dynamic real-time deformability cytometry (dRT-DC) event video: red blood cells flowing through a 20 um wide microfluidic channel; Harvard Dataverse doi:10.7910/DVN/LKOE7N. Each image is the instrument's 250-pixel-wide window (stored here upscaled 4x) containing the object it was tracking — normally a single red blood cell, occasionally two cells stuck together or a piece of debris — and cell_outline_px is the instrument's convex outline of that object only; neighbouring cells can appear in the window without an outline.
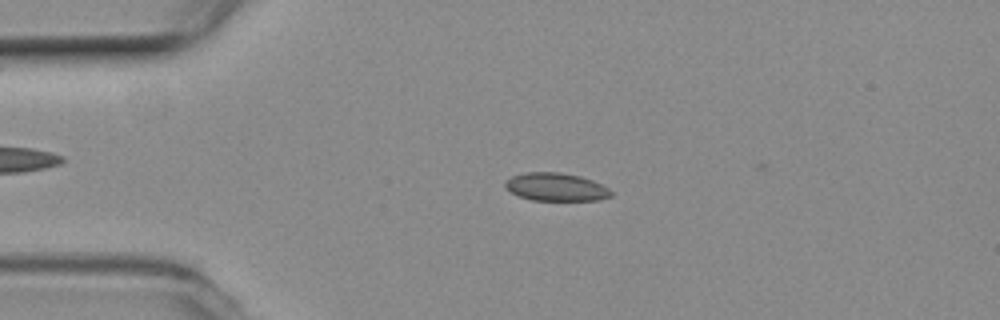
{"species": "common noctule bat (a hibernating species)", "species_latin": "Nyctalus noctula", "temperature_condition": "room temperature", "stored_images_in_passage": 54, "camera_frame_rate_fps": 3000, "um_per_image_px": 0.085, "animal": {"sex": "female", "body_mass_g": 19.3, "forearm_length_mm": 54.1}, "frame": {"image": 1, "passage_image": 12, "time_ms": 3.667, "image_size_px": [1000, 320], "cell_outline_px": [[612, 196], [600, 200], [532, 200], [520, 196], [512, 192], [504, 184], [512, 176], [524, 172], [560, 172], [580, 176], [592, 180], [608, 188], [612, 192]], "centroid_in_image_um": [47.29, 15.89], "position_along_channel_um": 37.7, "area_um2": 17.11}}
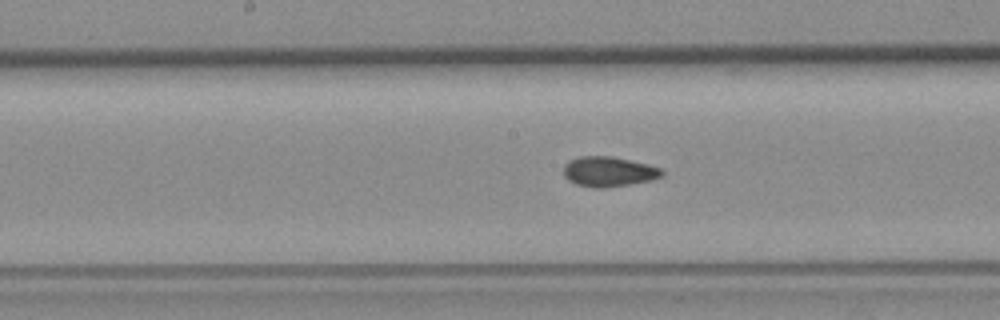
{"frame": {"image": 2, "passage_image": 27, "time_ms": 8.667, "image_size_px": [1000, 320], "cell_outline_px": [[664, 176], [648, 180], [628, 184], [600, 188], [592, 188], [576, 184], [568, 180], [564, 176], [564, 164], [568, 160], [580, 156], [612, 156], [648, 164], [660, 168], [664, 172]], "centroid_in_image_um": [51.7, 14.58], "position_along_channel_um": 196.5, "area_um2": 17.17}}
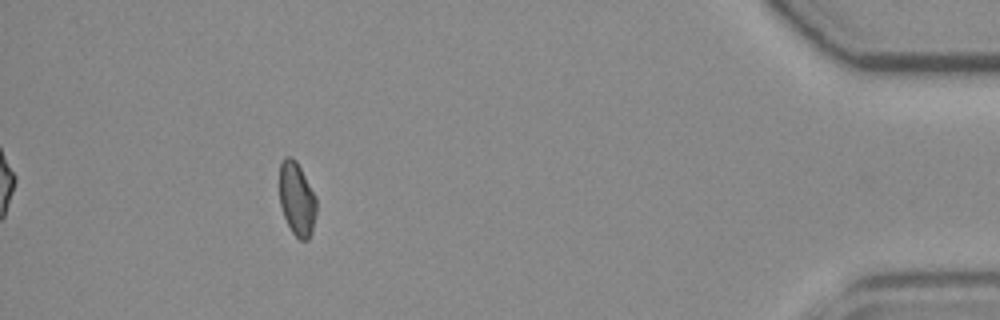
{"frame": {"image": 3, "passage_image": 49, "time_ms": 16.0, "image_size_px": [1000, 320], "cell_outline_px": [[316, 212], [312, 232], [308, 240], [300, 240], [292, 232], [284, 216], [280, 204], [280, 164], [284, 156], [292, 156], [296, 160], [316, 196]], "centroid_in_image_um": [25.24, 16.9], "position_along_channel_um": 410.0, "area_um2": 15.84}, "authors_computed_cell_mechanics": {"area_um2": 16.8776, "velocity_mm_per_s": 3.7712, "shape_relaxation_time_tau1_ms": null, "shape_relaxation_time_tau2_ms": 2.0219, "deformation_change_tau1": null, "deformation_change_tau2": 0.0708}}